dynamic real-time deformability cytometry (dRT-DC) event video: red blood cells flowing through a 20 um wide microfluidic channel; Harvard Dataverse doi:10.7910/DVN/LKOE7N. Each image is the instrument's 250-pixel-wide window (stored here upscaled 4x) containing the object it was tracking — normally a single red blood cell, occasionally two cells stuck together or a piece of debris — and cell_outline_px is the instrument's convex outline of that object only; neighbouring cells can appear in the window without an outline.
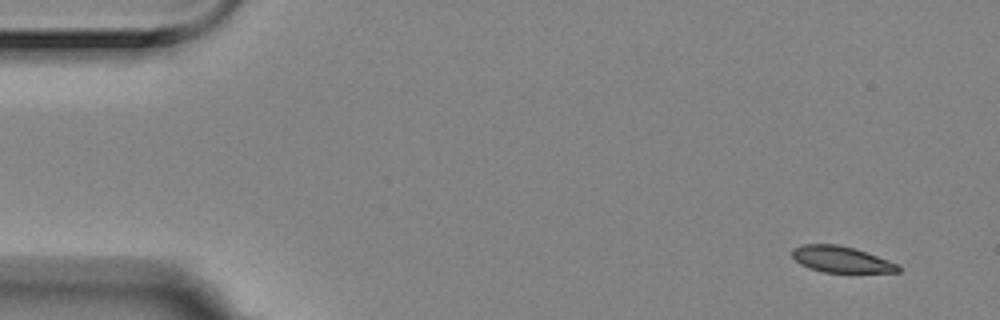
{"species": "Egyptian fruit bat (a non-hibernating species)", "species_latin": "Rousettus aegyptiacus", "temperature_condition": "room temperature", "stored_images_in_passage": 10, "camera_frame_rate_fps": 3000, "um_per_image_px": 0.085, "animal": {"sex": "female"}, "frame": {"image": 1, "passage_image": 1, "time_ms": 0.0, "image_size_px": [1000, 320], "cell_outline_px": [[900, 272], [824, 272], [808, 268], [800, 264], [792, 256], [792, 248], [804, 244], [836, 244], [852, 248], [888, 260], [896, 264], [900, 268]], "centroid_in_image_um": [71.44, 22.05], "position_along_channel_um": 13.6, "area_um2": 15.9}}
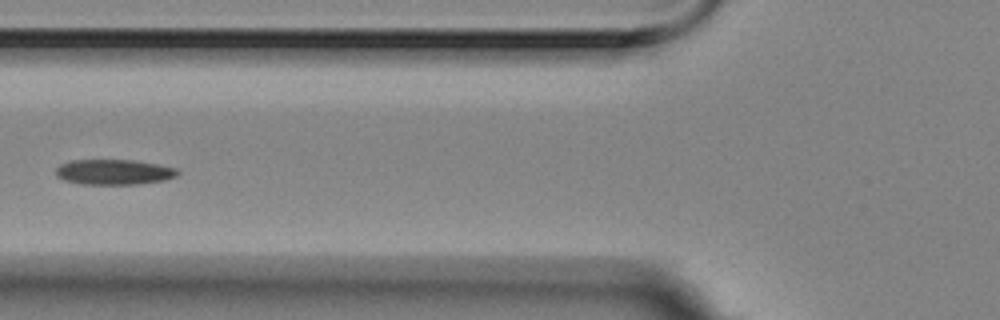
{"frame": {"image": 2, "passage_image": 6, "time_ms": 1.667, "image_size_px": [1000, 320], "cell_outline_px": [[180, 172], [176, 176], [164, 180], [136, 184], [80, 184], [64, 180], [56, 176], [56, 168], [60, 164], [72, 160], [132, 160], [156, 164], [176, 168]], "centroid_in_image_um": [9.66, 14.62], "position_along_channel_um": 116.1, "area_um2": 17.86}}
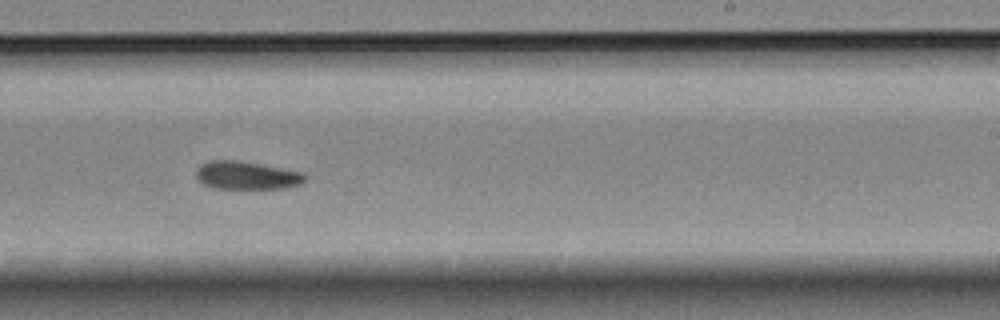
{"frame": {"image": 3, "passage_image": 10, "time_ms": 3.0, "image_size_px": [1000, 320], "cell_outline_px": [[304, 180], [300, 184], [284, 188], [212, 188], [204, 184], [196, 176], [196, 168], [200, 164], [208, 160], [236, 160], [260, 164], [304, 172]], "centroid_in_image_um": [20.92, 14.89], "position_along_channel_um": 268.1, "area_um2": 17.69}}